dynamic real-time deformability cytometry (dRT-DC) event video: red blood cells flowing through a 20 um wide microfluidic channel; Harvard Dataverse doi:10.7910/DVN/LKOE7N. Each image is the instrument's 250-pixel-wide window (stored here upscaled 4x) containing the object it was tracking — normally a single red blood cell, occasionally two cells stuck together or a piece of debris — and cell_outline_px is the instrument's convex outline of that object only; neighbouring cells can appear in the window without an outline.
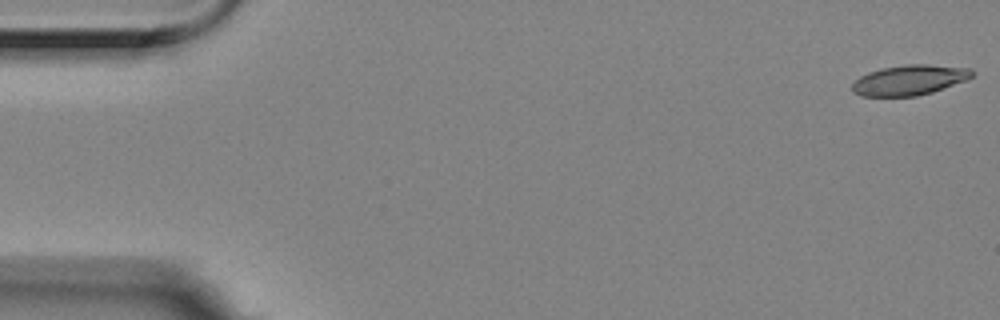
{"species": "Egyptian fruit bat (a non-hibernating species)", "species_latin": "Rousettus aegyptiacus", "temperature_condition": "room temperature", "stored_images_in_passage": 3, "camera_frame_rate_fps": 3000, "um_per_image_px": 0.085, "animal": {"sex": "female"}, "frame": {"image": 1, "passage_image": 1, "time_ms": 0.0, "image_size_px": [1000, 320], "cell_outline_px": [[976, 72], [968, 80], [932, 92], [916, 96], [860, 96], [852, 88], [852, 84], [860, 76], [868, 72], [880, 68], [904, 64], [928, 64], [972, 68]], "centroid_in_image_um": [77.35, 6.79], "position_along_channel_um": 7.6, "area_um2": 21.27}}